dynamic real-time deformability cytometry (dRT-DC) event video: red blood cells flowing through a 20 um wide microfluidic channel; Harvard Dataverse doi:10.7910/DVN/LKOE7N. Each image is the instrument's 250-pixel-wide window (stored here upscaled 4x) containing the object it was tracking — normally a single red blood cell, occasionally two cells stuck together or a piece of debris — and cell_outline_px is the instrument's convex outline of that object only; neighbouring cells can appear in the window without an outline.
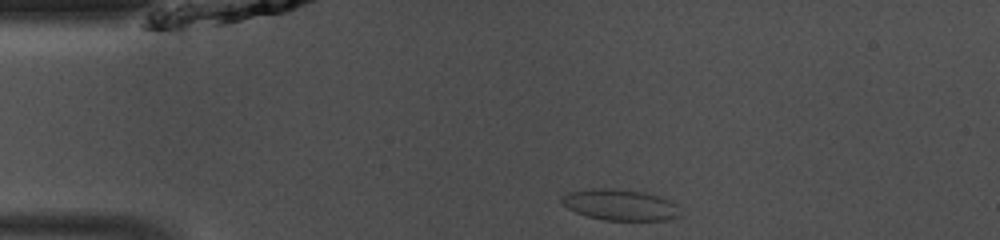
{"species": "common noctule bat (a hibernating species)", "species_latin": "Nyctalus noctula", "temperature_condition": "room temperature", "stored_images_in_passage": 39, "camera_frame_rate_fps": 3000, "um_per_image_px": 0.085, "animal": {"sex": "male", "body_mass_g": 13.0, "forearm_length_mm": 53.1}, "frame": {"image": 1, "passage_image": 1, "time_ms": 0.0, "image_size_px": [1000, 240], "cell_outline_px": [[684, 216], [672, 220], [604, 220], [588, 216], [576, 212], [560, 204], [560, 196], [568, 192], [592, 188], [612, 188], [644, 192], [660, 196], [672, 200], [676, 204]], "centroid_in_image_um": [52.75, 17.41], "position_along_channel_um": 32.2, "area_um2": 21.96}}
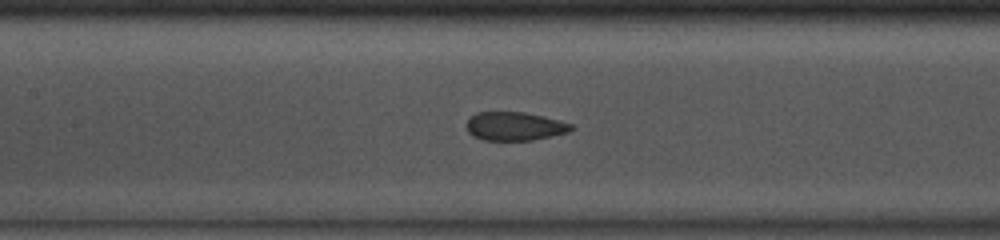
{"frame": {"image": 2, "passage_image": 13, "time_ms": 4.0, "image_size_px": [1000, 240], "cell_outline_px": [[576, 128], [568, 132], [552, 136], [532, 140], [484, 140], [472, 136], [468, 132], [468, 120], [476, 112], [524, 112], [544, 116], [560, 120], [572, 124]], "centroid_in_image_um": [43.79, 10.73], "position_along_channel_um": 163.6, "area_um2": 17.46}}
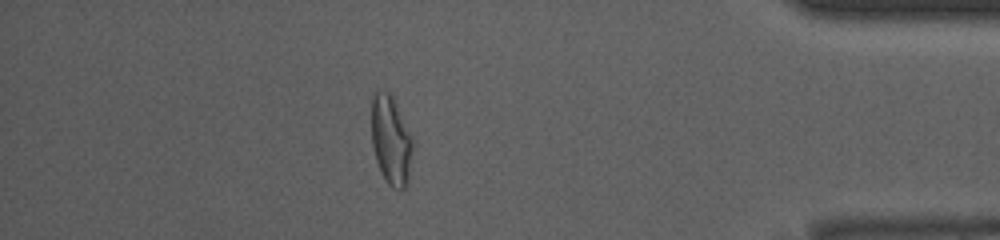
{"frame": {"image": 3, "passage_image": 33, "time_ms": 10.667, "image_size_px": [1000, 240], "cell_outline_px": [[412, 148], [408, 184], [400, 192], [392, 188], [388, 184], [380, 172], [376, 160], [372, 144], [372, 96], [376, 92], [388, 92], [392, 96], [412, 136]], "centroid_in_image_um": [33.23, 11.99], "position_along_channel_um": 402.0, "area_um2": 21.33}, "authors_computed_cell_mechanics": {"area_um2": 19.074, "velocity_mm_per_s": 4.1782, "shape_relaxation_time_tau1_ms": null, "shape_relaxation_time_tau2_ms": 1.168, "deformation_change_tau1": null, "deformation_change_tau2": 0.0704}}